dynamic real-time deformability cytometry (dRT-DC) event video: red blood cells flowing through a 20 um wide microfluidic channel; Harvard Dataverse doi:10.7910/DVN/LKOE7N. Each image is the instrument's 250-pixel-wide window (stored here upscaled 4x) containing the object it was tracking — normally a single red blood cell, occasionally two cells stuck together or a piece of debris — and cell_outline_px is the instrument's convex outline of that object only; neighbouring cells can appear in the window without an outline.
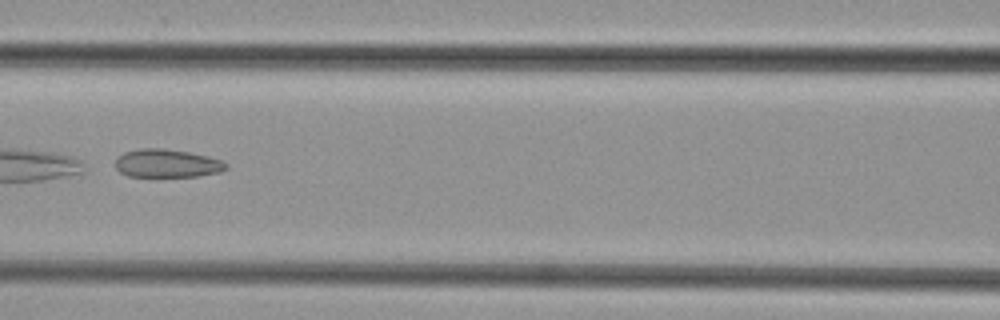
{"species": "common noctule bat (a hibernating species)", "species_latin": "Nyctalus noctula", "temperature_condition": "cold", "stored_images_in_passage": 45, "camera_frame_rate_fps": 3000, "um_per_image_px": 0.085, "animal": {"sex": "female", "body_mass_g": 29.2, "forearm_length_mm": 56.3}, "frame": {"image": 1, "passage_image": 19, "time_ms": 6.0, "image_size_px": [1000, 320], "cell_outline_px": [[228, 168], [220, 172], [196, 176], [128, 176], [120, 172], [116, 168], [116, 156], [124, 152], [140, 148], [164, 148], [188, 152], [208, 156], [220, 160], [228, 164]], "centroid_in_image_um": [14.18, 13.87], "position_along_channel_um": 152.4, "area_um2": 18.21}}
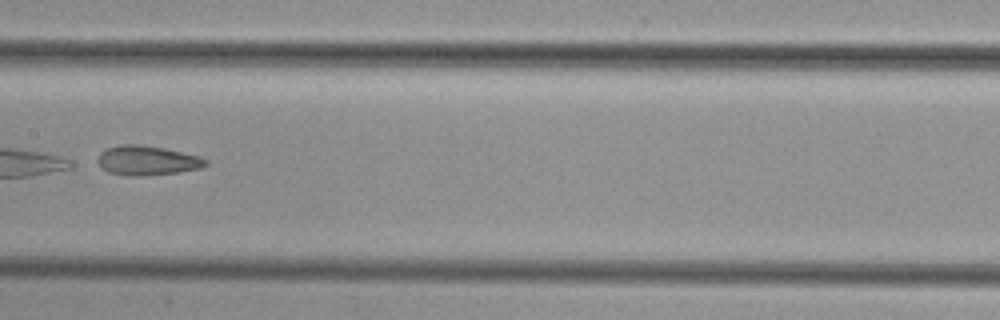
{"frame": {"image": 2, "passage_image": 22, "time_ms": 7.0, "image_size_px": [1000, 320], "cell_outline_px": [[208, 164], [200, 168], [180, 172], [140, 176], [132, 176], [108, 172], [100, 168], [96, 160], [100, 152], [108, 148], [120, 144], [136, 144], [164, 148], [200, 156], [208, 160]], "centroid_in_image_um": [12.49, 13.64], "position_along_channel_um": 194.9, "area_um2": 18.67}}
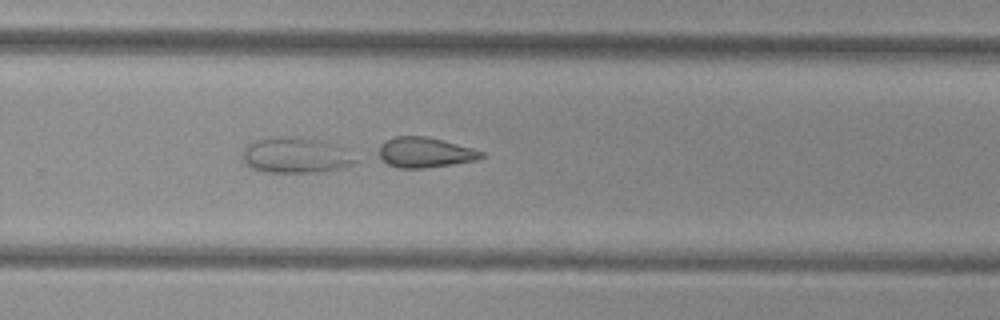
{"frame": {"image": 3, "passage_image": 29, "time_ms": 9.333, "image_size_px": [1000, 320], "cell_outline_px": [[484, 156], [476, 160], [452, 164], [424, 168], [396, 168], [388, 164], [380, 156], [380, 144], [384, 140], [396, 136], [424, 136], [472, 148], [484, 152]], "centroid_in_image_um": [36.1, 12.96], "position_along_channel_um": 293.7, "area_um2": 17.8}}